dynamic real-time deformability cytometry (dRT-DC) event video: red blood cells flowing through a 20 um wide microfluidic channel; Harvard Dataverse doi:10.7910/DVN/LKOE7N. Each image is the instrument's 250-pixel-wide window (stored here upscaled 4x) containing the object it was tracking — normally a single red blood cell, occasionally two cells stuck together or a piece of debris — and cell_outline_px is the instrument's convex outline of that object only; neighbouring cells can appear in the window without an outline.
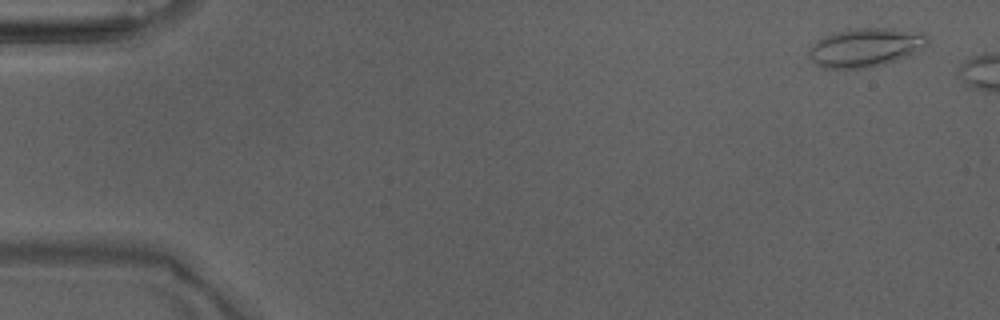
{"species": "Egyptian fruit bat (a non-hibernating species)", "species_latin": "Rousettus aegyptiacus", "temperature_condition": "warm", "stored_images_in_passage": 5, "camera_frame_rate_fps": 3000, "um_per_image_px": 0.085, "animal": {"sex": "male"}, "frame": {"image": 1, "passage_image": 1, "time_ms": 0.0, "image_size_px": [1000, 320], "cell_outline_px": [[928, 44], [920, 52], [884, 64], [868, 68], [820, 68], [808, 56], [808, 52], [812, 44], [816, 40], [824, 36], [836, 32], [856, 28], [892, 28], [924, 32], [928, 36]], "centroid_in_image_um": [73.6, 4.03], "position_along_channel_um": 11.4, "area_um2": 27.17}}